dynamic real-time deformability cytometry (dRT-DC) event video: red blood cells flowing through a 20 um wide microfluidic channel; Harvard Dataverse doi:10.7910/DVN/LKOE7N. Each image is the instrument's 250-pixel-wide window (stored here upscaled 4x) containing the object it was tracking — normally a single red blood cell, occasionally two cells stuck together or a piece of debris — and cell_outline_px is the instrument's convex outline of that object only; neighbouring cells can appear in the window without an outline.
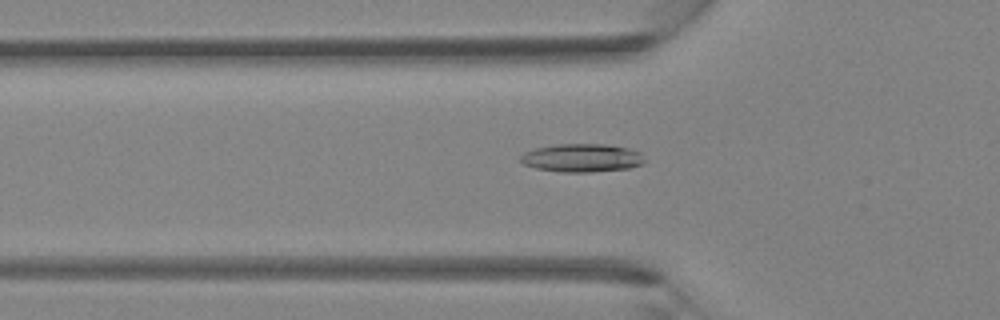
{"species": "Egyptian fruit bat (a non-hibernating species)", "species_latin": "Rousettus aegyptiacus", "temperature_condition": "room temperature", "stored_images_in_passage": 34, "camera_frame_rate_fps": 3000, "um_per_image_px": 0.085, "animal": {"sex": "female"}, "frame": {"image": 1, "passage_image": 7, "time_ms": 2.0, "image_size_px": [1000, 320], "cell_outline_px": [[644, 164], [628, 168], [588, 172], [560, 172], [536, 168], [524, 164], [520, 160], [520, 156], [524, 152], [536, 148], [556, 144], [608, 144], [628, 148], [640, 152], [644, 160]], "centroid_in_image_um": [49.46, 13.42], "position_along_channel_um": 76.3, "area_um2": 20.4}}
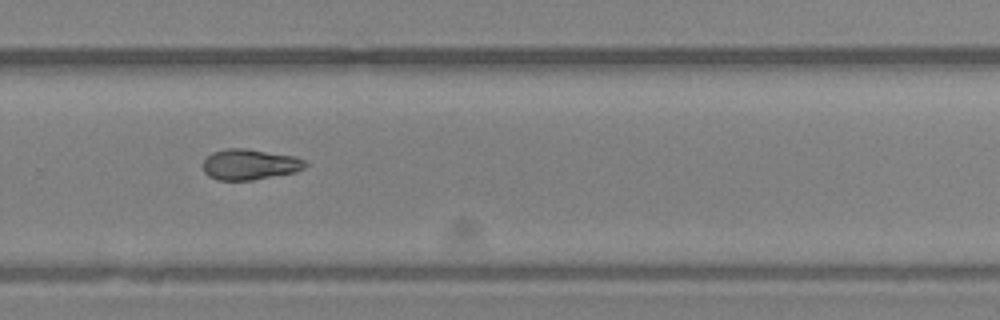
{"frame": {"image": 2, "passage_image": 21, "time_ms": 6.667, "image_size_px": [1000, 320], "cell_outline_px": [[308, 164], [304, 168], [296, 172], [252, 180], [216, 180], [208, 176], [204, 172], [204, 160], [212, 152], [228, 148], [244, 148], [296, 156], [304, 160]], "centroid_in_image_um": [21.24, 13.98], "position_along_channel_um": 308.6, "area_um2": 18.32}}
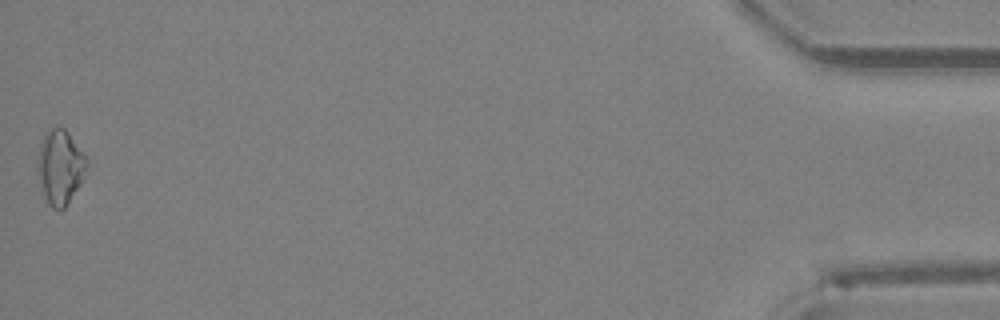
{"frame": {"image": 3, "passage_image": 34, "time_ms": 11.0, "image_size_px": [1000, 320], "cell_outline_px": [[88, 164], [84, 176], [80, 184], [68, 204], [64, 208], [52, 208], [48, 204], [36, 172], [36, 164], [40, 144], [48, 128], [64, 128], [68, 132], [88, 160]], "centroid_in_image_um": [5.1, 14.19], "position_along_channel_um": 430.1, "area_um2": 21.21}}